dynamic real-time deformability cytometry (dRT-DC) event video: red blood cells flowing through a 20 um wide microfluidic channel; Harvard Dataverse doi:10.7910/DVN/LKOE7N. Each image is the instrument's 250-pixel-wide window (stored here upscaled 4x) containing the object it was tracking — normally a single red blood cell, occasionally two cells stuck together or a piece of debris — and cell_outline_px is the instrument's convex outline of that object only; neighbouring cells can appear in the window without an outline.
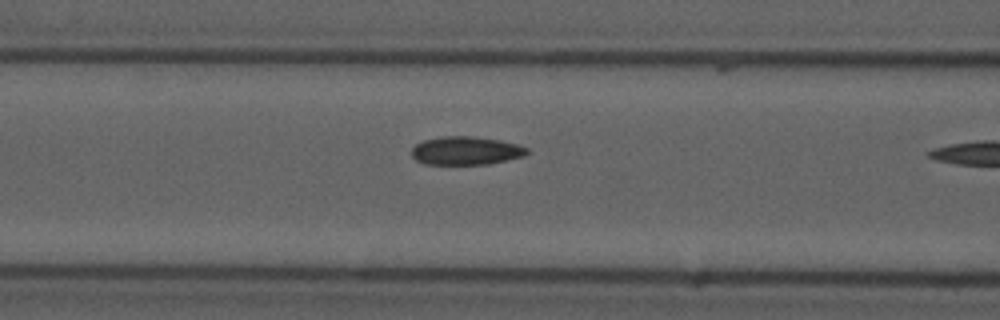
{"species": "common noctule bat (a hibernating species)", "species_latin": "Nyctalus noctula", "temperature_condition": "cold", "stored_images_in_passage": 17, "camera_frame_rate_fps": 3000, "um_per_image_px": 0.085, "animal": {"sex": "male", "forearm_length_mm": 52.5}, "frame": {"image": 1, "passage_image": 16, "time_ms": 5.0, "image_size_px": [1000, 320], "cell_outline_px": [[528, 152], [524, 156], [488, 164], [424, 164], [416, 160], [412, 156], [412, 148], [416, 144], [424, 140], [444, 136], [472, 136], [500, 140], [516, 144], [528, 148]], "centroid_in_image_um": [39.59, 12.81], "position_along_channel_um": 127.0, "area_um2": 18.96}}